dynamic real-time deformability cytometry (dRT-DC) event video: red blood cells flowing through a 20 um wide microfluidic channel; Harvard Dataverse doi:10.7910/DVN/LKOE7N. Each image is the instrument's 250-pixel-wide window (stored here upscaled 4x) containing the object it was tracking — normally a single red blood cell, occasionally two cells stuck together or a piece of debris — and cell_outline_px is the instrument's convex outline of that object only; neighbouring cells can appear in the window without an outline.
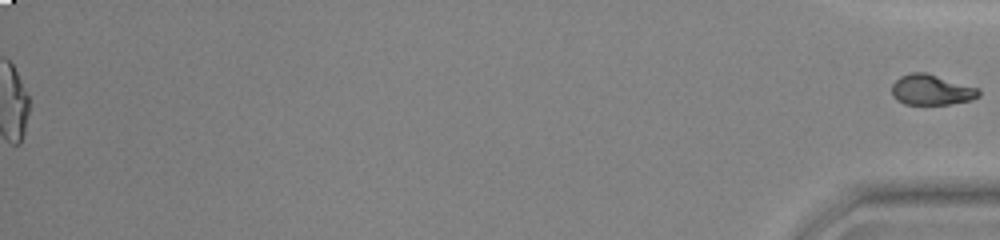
{"species": "common noctule bat (a hibernating species)", "species_latin": "Nyctalus noctula", "temperature_condition": "warm", "stored_images_in_passage": 36, "segment_of_instrument_passage": [2, 2], "camera_frame_rate_fps": 3000, "um_per_image_px": 0.085, "animal": {"sex": "female", "body_mass_g": 23.0, "forearm_length_mm": 53.4}, "frame": {"image": 1, "passage_image": 36, "time_ms": 11.667, "image_size_px": [1000, 240], "cell_outline_px": [[980, 96], [972, 100], [948, 104], [904, 104], [896, 100], [892, 96], [892, 84], [900, 76], [908, 72], [924, 72], [980, 88]], "centroid_in_image_um": [79.17, 7.63], "position_along_channel_um": 356.0, "area_um2": 15.55}}